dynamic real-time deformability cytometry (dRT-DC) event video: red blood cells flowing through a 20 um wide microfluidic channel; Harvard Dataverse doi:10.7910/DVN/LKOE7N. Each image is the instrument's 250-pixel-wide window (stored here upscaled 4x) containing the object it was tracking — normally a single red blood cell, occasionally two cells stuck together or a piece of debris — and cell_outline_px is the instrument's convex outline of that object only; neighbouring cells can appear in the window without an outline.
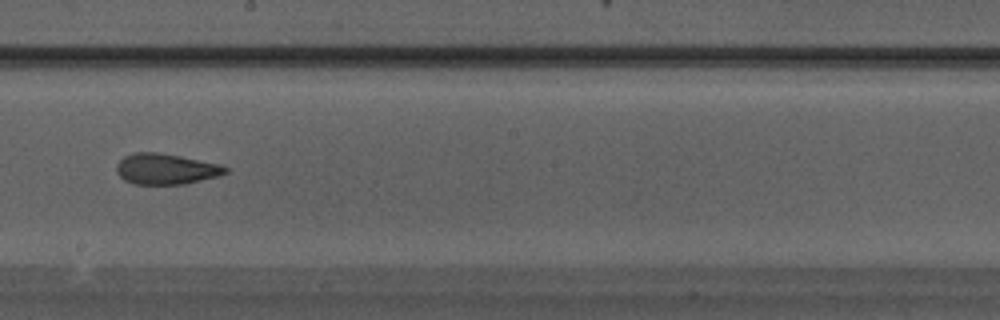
{"species": "Egyptian fruit bat (a non-hibernating species)", "species_latin": "Rousettus aegyptiacus", "temperature_condition": "warm", "stored_images_in_passage": 26, "camera_frame_rate_fps": 3000, "um_per_image_px": 0.085, "animal": {"sex": "male"}, "frame": {"image": 1, "passage_image": 12, "time_ms": 3.667, "image_size_px": [1000, 320], "cell_outline_px": [[228, 172], [220, 176], [184, 184], [136, 184], [124, 180], [116, 172], [116, 164], [124, 156], [136, 152], [156, 152], [180, 156], [220, 164], [228, 168]], "centroid_in_image_um": [14.1, 14.36], "position_along_channel_um": 234.1, "area_um2": 19.54}}
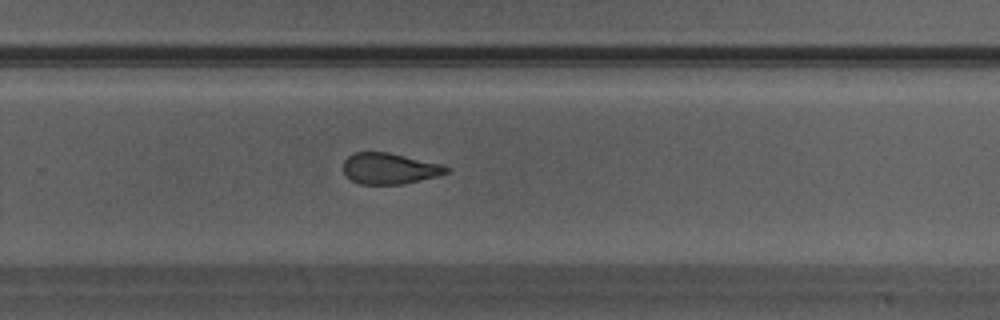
{"frame": {"image": 2, "passage_image": 15, "time_ms": 4.667, "image_size_px": [1000, 320], "cell_outline_px": [[452, 168], [448, 172], [436, 176], [404, 184], [360, 184], [352, 180], [344, 172], [344, 160], [348, 156], [356, 152], [388, 152], [440, 164]], "centroid_in_image_um": [33.11, 14.32], "position_along_channel_um": 296.7, "area_um2": 18.44}}